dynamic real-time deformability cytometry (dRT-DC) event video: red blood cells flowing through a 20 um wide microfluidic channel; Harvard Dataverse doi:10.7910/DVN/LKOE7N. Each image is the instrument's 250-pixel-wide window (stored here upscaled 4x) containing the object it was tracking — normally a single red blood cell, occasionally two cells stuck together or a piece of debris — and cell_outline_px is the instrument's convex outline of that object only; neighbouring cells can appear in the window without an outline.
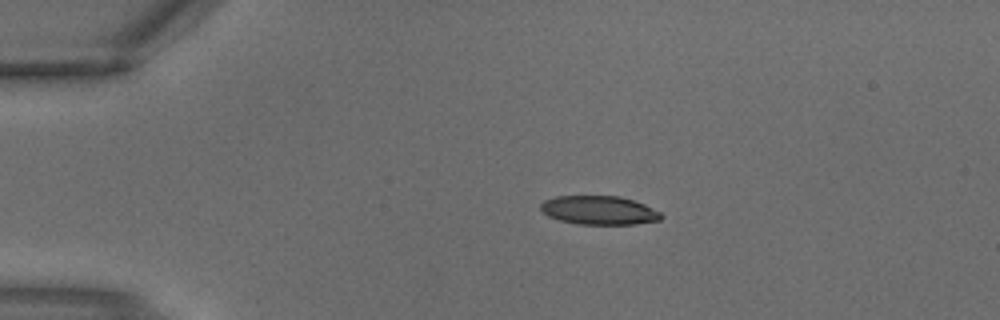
{"species": "common noctule bat (a hibernating species)", "species_latin": "Nyctalus noctula", "temperature_condition": "warm", "stored_images_in_passage": 2, "camera_frame_rate_fps": 3000, "um_per_image_px": 0.085, "animal": {"sex": "male", "body_mass_g": 18.8}, "frame": {"image": 1, "passage_image": 1, "time_ms": 0.0, "image_size_px": [1000, 320], "cell_outline_px": [[664, 216], [660, 220], [636, 224], [576, 224], [560, 220], [548, 216], [540, 208], [540, 204], [544, 200], [556, 196], [620, 196], [644, 204], [660, 212]], "centroid_in_image_um": [50.92, 17.87], "position_along_channel_um": 34.1, "area_um2": 20.17}}